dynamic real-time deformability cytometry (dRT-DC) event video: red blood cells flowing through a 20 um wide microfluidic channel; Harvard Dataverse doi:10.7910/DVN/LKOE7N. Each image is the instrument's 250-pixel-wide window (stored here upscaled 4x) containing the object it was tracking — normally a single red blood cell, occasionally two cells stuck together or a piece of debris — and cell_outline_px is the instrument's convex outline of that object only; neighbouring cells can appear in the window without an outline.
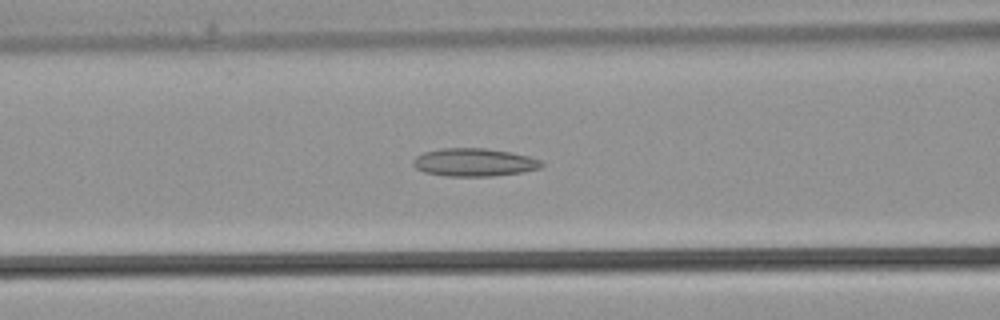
{"species": "common noctule bat (a hibernating species)", "species_latin": "Nyctalus noctula", "temperature_condition": "warm", "stored_images_in_passage": 28, "camera_frame_rate_fps": 3000, "um_per_image_px": 0.085, "animal": {"sex": "male", "body_mass_g": 21.5, "forearm_length_mm": 52.0}, "frame": {"image": 1, "passage_image": 11, "time_ms": 3.333, "image_size_px": [1000, 320], "cell_outline_px": [[544, 164], [540, 168], [524, 172], [492, 176], [448, 176], [424, 172], [416, 168], [412, 164], [412, 160], [416, 156], [424, 152], [444, 148], [484, 148], [512, 152], [544, 160]], "centroid_in_image_um": [40.34, 13.8], "position_along_channel_um": 126.3, "area_um2": 21.1}}
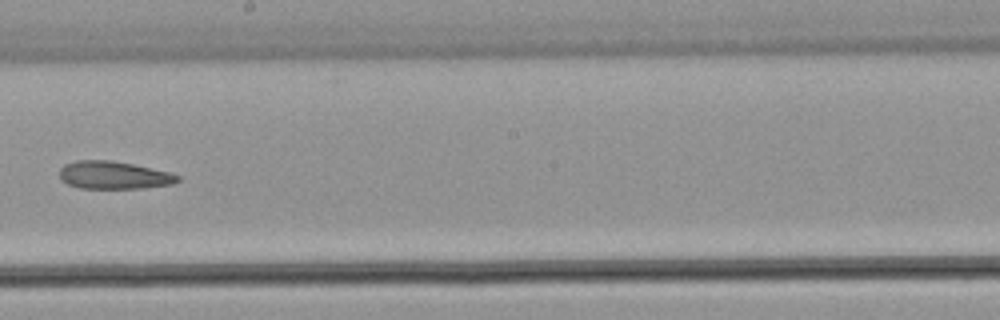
{"frame": {"image": 2, "passage_image": 17, "time_ms": 5.333, "image_size_px": [1000, 320], "cell_outline_px": [[180, 180], [172, 184], [144, 188], [80, 188], [68, 184], [60, 176], [60, 168], [64, 164], [76, 160], [108, 160], [132, 164], [168, 172], [180, 176]], "centroid_in_image_um": [9.66, 14.89], "position_along_channel_um": 238.5, "area_um2": 18.9}}
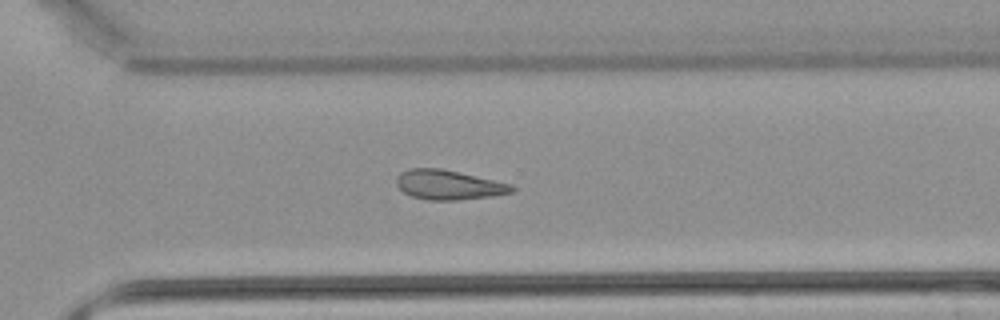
{"frame": {"image": 3, "passage_image": 22, "time_ms": 7.0, "image_size_px": [1000, 320], "cell_outline_px": [[516, 192], [492, 196], [460, 200], [428, 200], [412, 196], [404, 192], [396, 184], [396, 180], [400, 172], [412, 168], [440, 168], [512, 184], [516, 188]], "centroid_in_image_um": [38.17, 15.72], "position_along_channel_um": 332.4, "area_um2": 19.88}}